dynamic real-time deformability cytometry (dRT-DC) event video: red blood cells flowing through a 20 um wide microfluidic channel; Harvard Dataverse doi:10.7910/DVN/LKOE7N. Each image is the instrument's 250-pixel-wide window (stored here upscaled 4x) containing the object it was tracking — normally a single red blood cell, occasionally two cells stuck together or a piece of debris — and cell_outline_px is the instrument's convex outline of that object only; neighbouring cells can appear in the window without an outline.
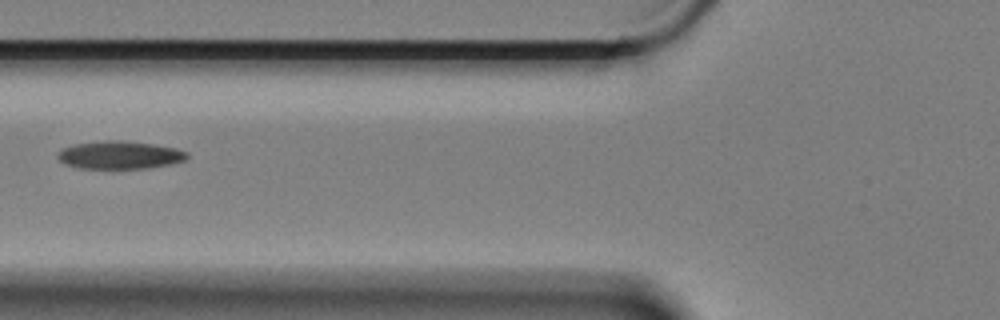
{"species": "Egyptian fruit bat (a non-hibernating species)", "species_latin": "Rousettus aegyptiacus", "temperature_condition": "cold", "stored_images_in_passage": 17, "camera_frame_rate_fps": 3000, "um_per_image_px": 0.085, "animal": {"sex": "female"}, "frame": {"image": 1, "passage_image": 7, "time_ms": 2.0, "image_size_px": [1000, 320], "cell_outline_px": [[188, 156], [184, 160], [168, 164], [148, 168], [80, 168], [64, 164], [56, 156], [64, 148], [76, 144], [104, 140], [124, 140], [152, 144], [176, 148], [188, 152]], "centroid_in_image_um": [10.18, 13.17], "position_along_channel_um": 115.6, "area_um2": 20.81}}
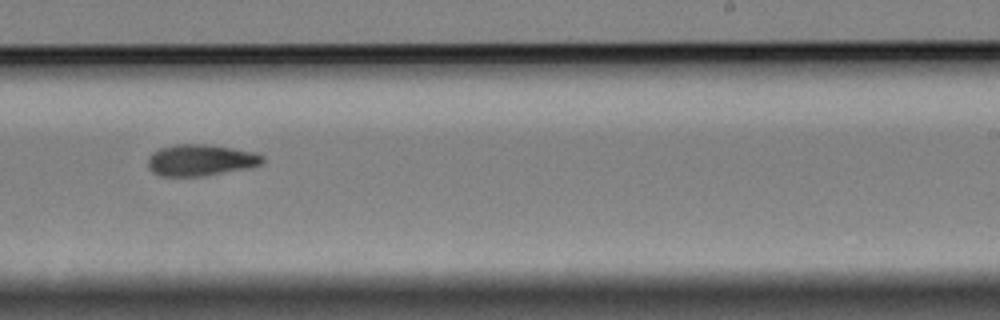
{"frame": {"image": 2, "passage_image": 11, "time_ms": 3.333, "image_size_px": [1000, 320], "cell_outline_px": [[264, 160], [260, 164], [248, 168], [204, 176], [160, 176], [152, 172], [148, 168], [148, 156], [152, 152], [160, 148], [176, 144], [204, 144], [232, 148], [256, 152], [264, 156]], "centroid_in_image_um": [17.03, 13.61], "position_along_channel_um": 272.0, "area_um2": 21.1}}
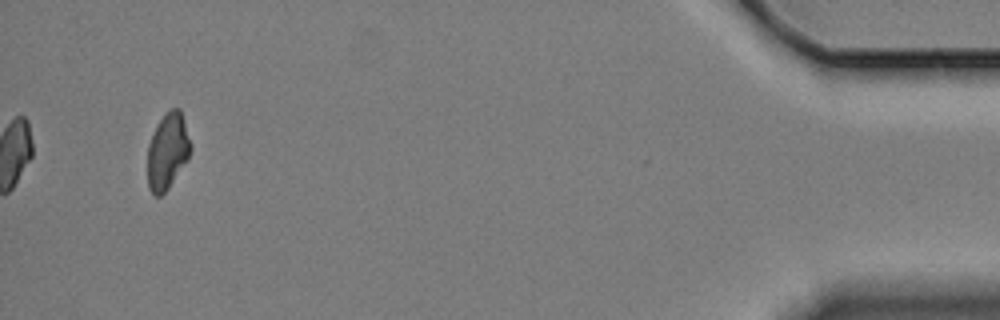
{"frame": {"image": 3, "passage_image": 16, "time_ms": 5.0, "image_size_px": [1000, 320], "cell_outline_px": [[192, 148], [188, 160], [168, 188], [160, 196], [152, 196], [148, 188], [148, 144], [156, 124], [168, 108], [180, 108], [192, 144]], "centroid_in_image_um": [14.25, 12.83], "position_along_channel_um": 421.0, "area_um2": 19.48}}